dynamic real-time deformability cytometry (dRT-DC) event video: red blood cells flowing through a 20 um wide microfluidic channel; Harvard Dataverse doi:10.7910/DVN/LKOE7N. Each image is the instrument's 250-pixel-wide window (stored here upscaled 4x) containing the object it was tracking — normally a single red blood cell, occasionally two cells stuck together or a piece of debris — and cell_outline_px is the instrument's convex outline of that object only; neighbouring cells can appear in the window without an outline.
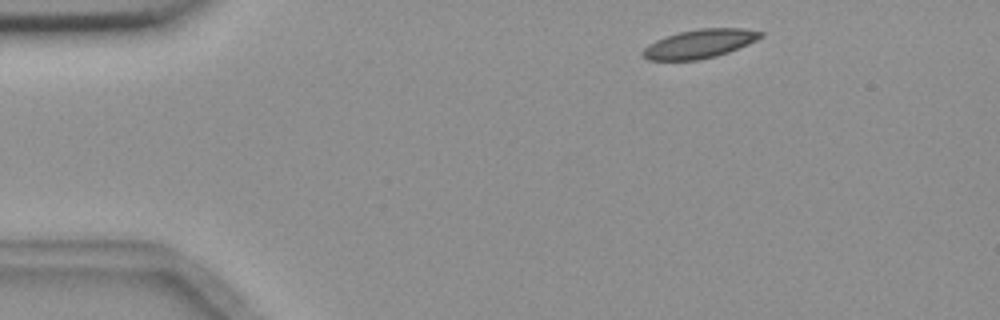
{"species": "common noctule bat (a hibernating species)", "species_latin": "Nyctalus noctula", "temperature_condition": "room temperature", "stored_images_in_passage": 2, "camera_frame_rate_fps": 3000, "um_per_image_px": 0.085, "animal": {"sex": "female", "body_mass_g": 18.4}, "frame": {"image": 1, "passage_image": 1, "time_ms": 0.0, "image_size_px": [1000, 320], "cell_outline_px": [[764, 36], [748, 44], [728, 52], [716, 56], [696, 60], [648, 60], [640, 56], [640, 52], [648, 44], [664, 36], [680, 32], [700, 28], [744, 28], [764, 32]], "centroid_in_image_um": [59.44, 3.72], "position_along_channel_um": 25.6, "area_um2": 19.88}}